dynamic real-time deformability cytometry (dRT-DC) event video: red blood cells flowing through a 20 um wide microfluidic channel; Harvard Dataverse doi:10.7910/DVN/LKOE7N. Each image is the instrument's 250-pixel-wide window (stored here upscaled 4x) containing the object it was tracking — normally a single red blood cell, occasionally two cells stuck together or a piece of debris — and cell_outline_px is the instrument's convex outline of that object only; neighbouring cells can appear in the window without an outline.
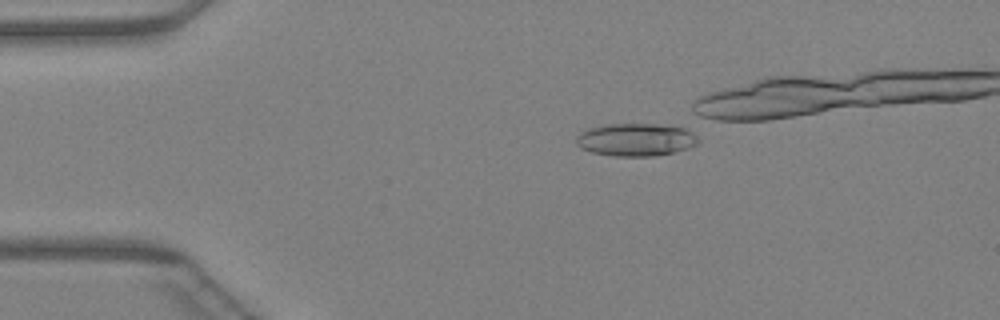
{"species": "Egyptian fruit bat (a non-hibernating species)", "species_latin": "Rousettus aegyptiacus", "temperature_condition": "warm", "stored_images_in_passage": 29, "camera_frame_rate_fps": 3000, "um_per_image_px": 0.085, "animal": {"sex": "female"}, "frame": {"image": 1, "passage_image": 1, "time_ms": 0.0, "image_size_px": [1000, 320], "cell_outline_px": [[700, 140], [696, 144], [688, 148], [656, 156], [612, 156], [592, 152], [580, 148], [576, 144], [576, 136], [580, 132], [588, 128], [604, 124], [656, 124], [684, 128], [692, 132]], "centroid_in_image_um": [54.0, 11.87], "position_along_channel_um": 31.0, "area_um2": 23.35}}
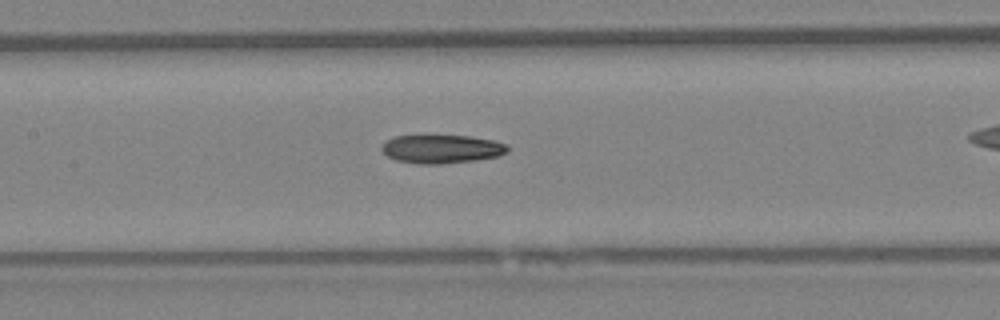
{"frame": {"image": 2, "passage_image": 14, "time_ms": 4.333, "image_size_px": [1000, 320], "cell_outline_px": [[508, 152], [500, 156], [476, 160], [440, 164], [416, 164], [396, 160], [388, 156], [380, 148], [384, 140], [396, 136], [468, 136], [496, 140], [504, 144], [508, 148]], "centroid_in_image_um": [37.53, 12.67], "position_along_channel_um": 169.9, "area_um2": 20.98}}
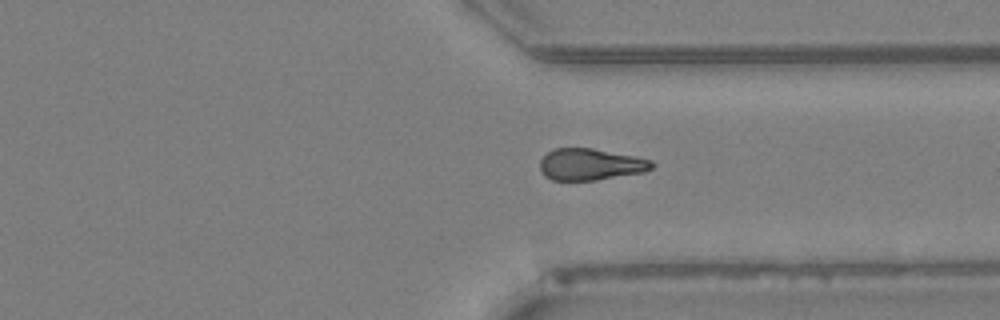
{"frame": {"image": 3, "passage_image": 27, "time_ms": 8.667, "image_size_px": [1000, 320], "cell_outline_px": [[656, 164], [652, 168], [644, 172], [596, 180], [552, 180], [544, 176], [540, 168], [540, 160], [552, 148], [592, 148], [636, 156], [652, 160]], "centroid_in_image_um": [50.21, 13.97], "position_along_channel_um": 361.2, "area_um2": 20.75}}